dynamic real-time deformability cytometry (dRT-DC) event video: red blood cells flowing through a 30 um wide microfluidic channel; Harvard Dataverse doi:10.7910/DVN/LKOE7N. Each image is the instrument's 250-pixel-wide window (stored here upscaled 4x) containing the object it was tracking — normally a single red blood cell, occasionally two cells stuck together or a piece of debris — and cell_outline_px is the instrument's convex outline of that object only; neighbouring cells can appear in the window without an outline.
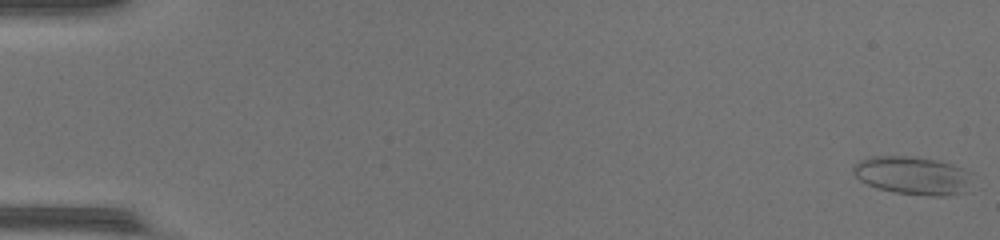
{"species": "common noctule bat (a hibernating species)", "species_latin": "Nyctalus noctula", "temperature_condition": "warm", "stored_images_in_passage": 48, "camera_frame_rate_fps": 3000, "um_per_image_px": 0.085, "animal": {"sex": "female", "body_mass_g": 17.0, "forearm_length_mm": 48.0}, "frame": {"image": 1, "passage_image": 1, "time_ms": 0.0, "image_size_px": [1000, 240], "cell_outline_px": [[972, 188], [968, 192], [944, 196], [928, 196], [896, 192], [876, 188], [860, 180], [852, 172], [852, 164], [860, 160], [872, 156], [912, 156], [940, 160], [952, 164], [972, 172]], "centroid_in_image_um": [77.65, 14.92], "position_along_channel_um": 7.4, "area_um2": 27.11}}
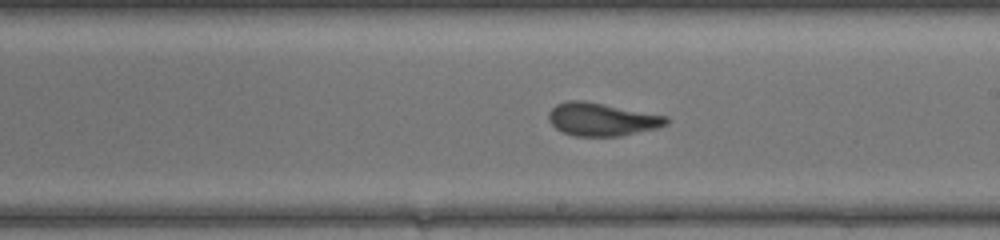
{"frame": {"image": 2, "passage_image": 29, "time_ms": 9.333, "image_size_px": [1000, 240], "cell_outline_px": [[668, 124], [656, 128], [620, 136], [576, 136], [564, 132], [556, 128], [548, 120], [548, 112], [556, 104], [568, 100], [584, 100], [668, 116]], "centroid_in_image_um": [51.14, 10.13], "position_along_channel_um": 237.9, "area_um2": 22.6}}
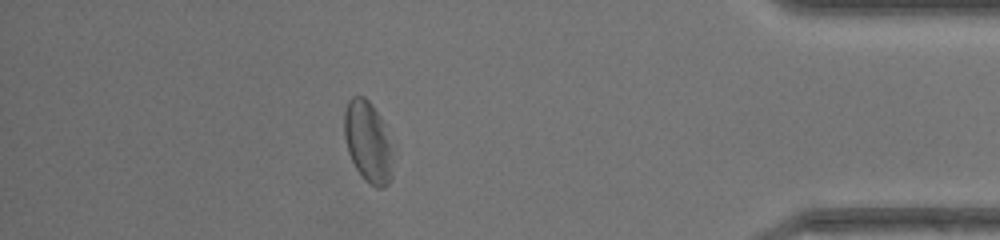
{"frame": {"image": 3, "passage_image": 43, "time_ms": 14.0, "image_size_px": [1000, 240], "cell_outline_px": [[392, 176], [388, 184], [384, 188], [376, 188], [364, 180], [356, 168], [348, 152], [344, 136], [344, 112], [348, 100], [352, 96], [364, 96], [372, 104], [380, 116], [388, 144], [392, 172]], "centroid_in_image_um": [31.22, 12.06], "position_along_channel_um": 404.0, "area_um2": 22.43}, "authors_computed_cell_mechanics": {"area_um2": 23.7847, "velocity_mm_per_s": 4.4069, "shape_relaxation_time_tau1_ms": null, "shape_relaxation_time_tau2_ms": 1.305, "deformation_change_tau1": null, "deformation_change_tau2": 0.091}}